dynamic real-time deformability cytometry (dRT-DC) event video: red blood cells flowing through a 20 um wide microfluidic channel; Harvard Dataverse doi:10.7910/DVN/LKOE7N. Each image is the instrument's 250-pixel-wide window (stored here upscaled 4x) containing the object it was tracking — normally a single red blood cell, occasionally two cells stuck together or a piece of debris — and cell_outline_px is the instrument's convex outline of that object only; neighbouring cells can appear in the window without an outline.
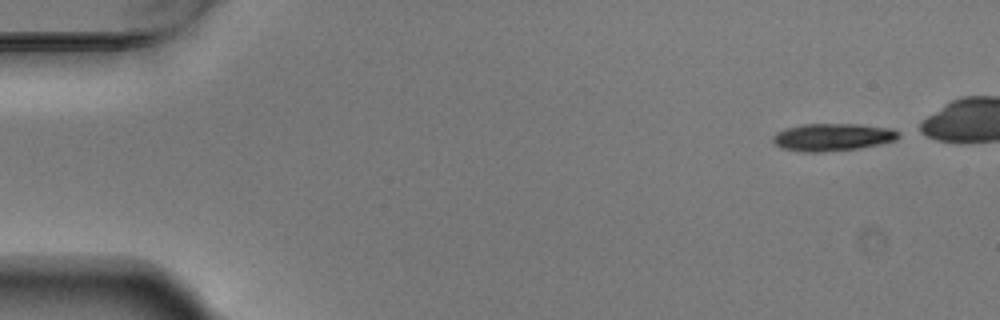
{"species": "Egyptian fruit bat (a non-hibernating species)", "species_latin": "Rousettus aegyptiacus", "temperature_condition": "warm", "stored_images_in_passage": 5, "camera_frame_rate_fps": 3000, "um_per_image_px": 0.085, "animal": {"sex": "male"}, "frame": {"image": 1, "passage_image": 1, "time_ms": 0.0, "image_size_px": [1000, 320], "cell_outline_px": [[900, 136], [896, 140], [880, 144], [856, 148], [820, 152], [804, 152], [780, 148], [772, 140], [772, 136], [776, 132], [784, 128], [800, 124], [860, 124], [892, 128], [900, 132]], "centroid_in_image_um": [70.75, 11.64], "position_along_channel_um": 14.2, "area_um2": 20.29}}